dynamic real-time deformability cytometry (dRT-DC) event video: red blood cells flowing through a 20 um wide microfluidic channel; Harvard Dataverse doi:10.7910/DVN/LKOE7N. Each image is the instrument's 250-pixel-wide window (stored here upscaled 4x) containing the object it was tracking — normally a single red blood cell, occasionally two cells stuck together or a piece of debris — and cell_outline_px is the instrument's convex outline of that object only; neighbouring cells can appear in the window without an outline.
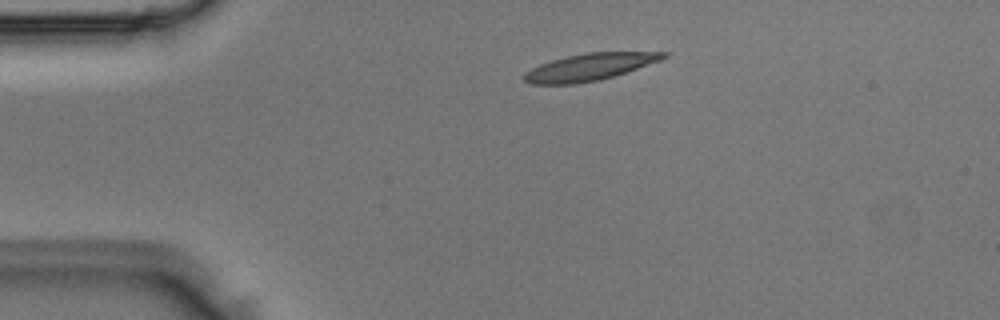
{"species": "Egyptian fruit bat (a non-hibernating species)", "species_latin": "Rousettus aegyptiacus", "temperature_condition": "room temperature", "stored_images_in_passage": 3, "camera_frame_rate_fps": 3000, "um_per_image_px": 0.085, "animal": {"sex": "male"}, "frame": {"image": 1, "passage_image": 2, "time_ms": 0.333, "image_size_px": [1000, 320], "cell_outline_px": [[668, 56], [660, 60], [600, 80], [576, 84], [532, 84], [524, 80], [524, 72], [540, 64], [552, 60], [568, 56], [588, 52], [668, 52]], "centroid_in_image_um": [50.08, 5.7], "position_along_channel_um": 34.9, "area_um2": 21.56}}